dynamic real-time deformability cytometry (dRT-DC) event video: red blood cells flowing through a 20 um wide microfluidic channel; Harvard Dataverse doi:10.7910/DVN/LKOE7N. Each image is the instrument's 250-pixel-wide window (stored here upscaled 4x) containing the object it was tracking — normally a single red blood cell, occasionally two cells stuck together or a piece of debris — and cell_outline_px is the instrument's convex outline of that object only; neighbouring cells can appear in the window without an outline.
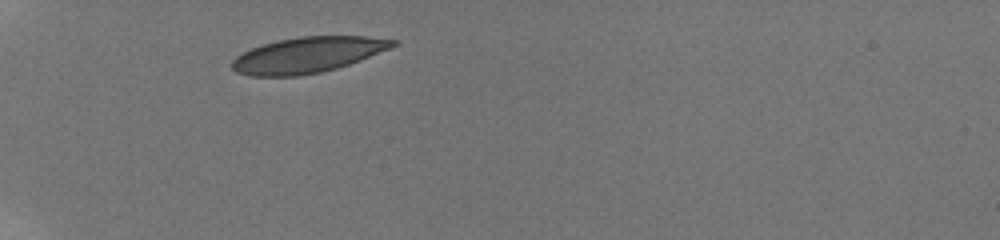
{"species": "human", "species_latin": "Homo sapiens", "temperature_condition": "room temperature", "stored_images_in_passage": 27, "camera_frame_rate_fps": 3000, "um_per_image_px": 0.085, "donor": {"sex": "male"}, "frame": {"image": 1, "passage_image": 1, "time_ms": 0.0, "image_size_px": [1000, 240], "cell_outline_px": [[400, 44], [360, 60], [336, 68], [320, 72], [296, 76], [248, 76], [236, 72], [232, 68], [232, 60], [236, 56], [252, 48], [264, 44], [280, 40], [300, 36], [364, 36], [400, 40]], "centroid_in_image_um": [26.17, 4.66], "position_along_channel_um": 58.8, "area_um2": 33.29}}
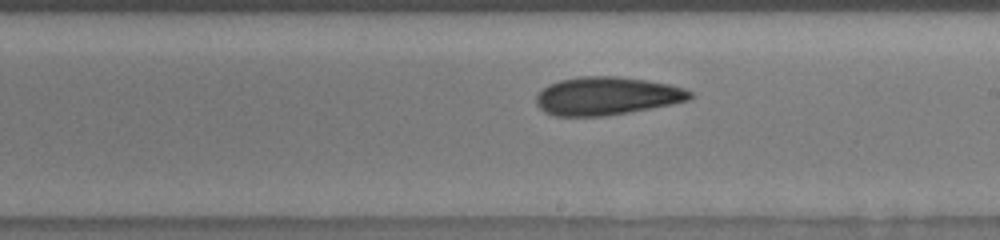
{"frame": {"image": 2, "passage_image": 16, "time_ms": 5.333, "image_size_px": [1000, 240], "cell_outline_px": [[692, 96], [688, 100], [672, 104], [628, 112], [604, 116], [552, 116], [544, 112], [536, 104], [536, 96], [548, 84], [560, 80], [580, 76], [616, 76], [644, 80], [668, 84], [684, 88], [692, 92]], "centroid_in_image_um": [51.54, 8.16], "position_along_channel_um": 237.5, "area_um2": 34.04}}
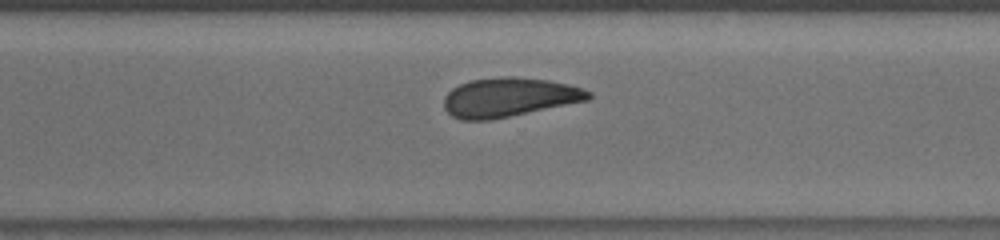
{"frame": {"image": 3, "passage_image": 20, "time_ms": 7.667, "image_size_px": [1000, 240], "cell_outline_px": [[592, 96], [588, 100], [488, 120], [460, 120], [452, 116], [444, 108], [444, 96], [452, 88], [460, 84], [472, 80], [504, 76], [516, 76], [548, 80], [568, 84], [584, 88], [592, 92]], "centroid_in_image_um": [43.27, 8.26], "position_along_channel_um": 327.3, "area_um2": 32.83}, "authors_computed_cell_mechanics": {"area_um2": 33.8708, "velocity_mm_per_s": 3.8512, "shape_relaxation_time_tau1_ms": 6.2445, "shape_relaxation_time_tau2_ms": 5.6669, "deformation_change_tau1": 0.1132, "deformation_change_tau2": 0.0948}}